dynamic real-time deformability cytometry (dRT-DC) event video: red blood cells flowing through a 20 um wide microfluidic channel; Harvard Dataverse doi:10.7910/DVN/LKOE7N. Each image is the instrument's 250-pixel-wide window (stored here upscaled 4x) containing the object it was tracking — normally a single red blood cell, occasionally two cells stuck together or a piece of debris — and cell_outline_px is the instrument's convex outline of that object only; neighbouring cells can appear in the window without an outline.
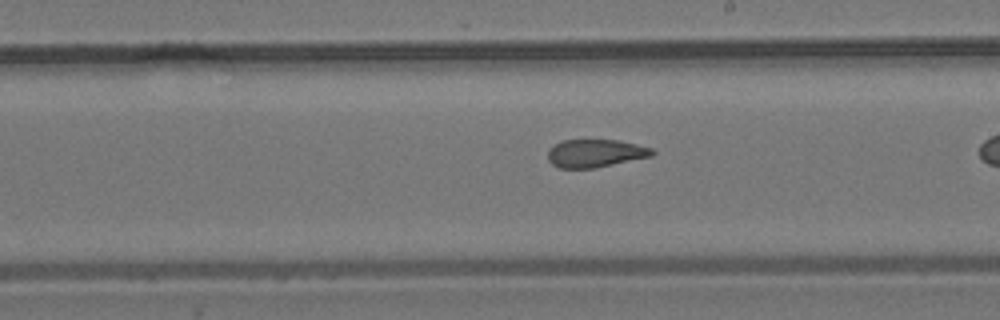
{"species": "common noctule bat (a hibernating species)", "species_latin": "Nyctalus noctula", "temperature_condition": "room temperature", "stored_images_in_passage": 40, "camera_frame_rate_fps": 3000, "um_per_image_px": 0.085, "animal": {"sex": "male", "body_mass_g": 19.2, "forearm_length_mm": 51.8}, "frame": {"image": 1, "passage_image": 29, "time_ms": 9.333, "image_size_px": [1000, 320], "cell_outline_px": [[656, 152], [652, 156], [596, 168], [560, 168], [552, 164], [548, 160], [548, 148], [564, 140], [620, 140], [652, 148]], "centroid_in_image_um": [50.61, 13.03], "position_along_channel_um": 238.4, "area_um2": 17.05}}